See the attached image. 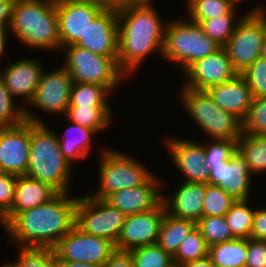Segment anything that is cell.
<instances>
[{"mask_svg":"<svg viewBox=\"0 0 266 267\" xmlns=\"http://www.w3.org/2000/svg\"><path fill=\"white\" fill-rule=\"evenodd\" d=\"M151 3V0H144L117 6V63L127 76L150 53L158 51L162 56L166 24H162Z\"/></svg>","mask_w":266,"mask_h":267,"instance_id":"obj_1","label":"cell"},{"mask_svg":"<svg viewBox=\"0 0 266 267\" xmlns=\"http://www.w3.org/2000/svg\"><path fill=\"white\" fill-rule=\"evenodd\" d=\"M58 193L41 206L17 213L3 228L18 247L51 248L75 226L78 198Z\"/></svg>","mask_w":266,"mask_h":267,"instance_id":"obj_2","label":"cell"},{"mask_svg":"<svg viewBox=\"0 0 266 267\" xmlns=\"http://www.w3.org/2000/svg\"><path fill=\"white\" fill-rule=\"evenodd\" d=\"M25 119L30 121V154L25 175L50 184L59 193H68L72 165L61 153L58 135L26 108Z\"/></svg>","mask_w":266,"mask_h":267,"instance_id":"obj_3","label":"cell"},{"mask_svg":"<svg viewBox=\"0 0 266 267\" xmlns=\"http://www.w3.org/2000/svg\"><path fill=\"white\" fill-rule=\"evenodd\" d=\"M9 28L28 47L61 48L55 0H16Z\"/></svg>","mask_w":266,"mask_h":267,"instance_id":"obj_4","label":"cell"},{"mask_svg":"<svg viewBox=\"0 0 266 267\" xmlns=\"http://www.w3.org/2000/svg\"><path fill=\"white\" fill-rule=\"evenodd\" d=\"M162 57L177 62L185 72L195 61L215 53L221 48L209 38L202 27L188 20L166 24Z\"/></svg>","mask_w":266,"mask_h":267,"instance_id":"obj_5","label":"cell"},{"mask_svg":"<svg viewBox=\"0 0 266 267\" xmlns=\"http://www.w3.org/2000/svg\"><path fill=\"white\" fill-rule=\"evenodd\" d=\"M183 90V92H182ZM180 100L195 123L211 139L238 140L242 135V121L220 108L207 91L182 88Z\"/></svg>","mask_w":266,"mask_h":267,"instance_id":"obj_6","label":"cell"},{"mask_svg":"<svg viewBox=\"0 0 266 267\" xmlns=\"http://www.w3.org/2000/svg\"><path fill=\"white\" fill-rule=\"evenodd\" d=\"M63 67L69 72L73 82L90 83L107 87L111 92L127 75L119 68L117 57L94 54L76 45L66 46Z\"/></svg>","mask_w":266,"mask_h":267,"instance_id":"obj_7","label":"cell"},{"mask_svg":"<svg viewBox=\"0 0 266 267\" xmlns=\"http://www.w3.org/2000/svg\"><path fill=\"white\" fill-rule=\"evenodd\" d=\"M102 151L99 190L91 197L106 199L116 191L141 186L154 175L130 155L110 149Z\"/></svg>","mask_w":266,"mask_h":267,"instance_id":"obj_8","label":"cell"},{"mask_svg":"<svg viewBox=\"0 0 266 267\" xmlns=\"http://www.w3.org/2000/svg\"><path fill=\"white\" fill-rule=\"evenodd\" d=\"M258 7L251 9L252 11L244 16L242 15L234 33L223 46L238 74L244 72L261 56L266 30V12L262 6Z\"/></svg>","mask_w":266,"mask_h":267,"instance_id":"obj_9","label":"cell"},{"mask_svg":"<svg viewBox=\"0 0 266 267\" xmlns=\"http://www.w3.org/2000/svg\"><path fill=\"white\" fill-rule=\"evenodd\" d=\"M126 215L105 199L80 196L76 206L75 225L84 233L117 243Z\"/></svg>","mask_w":266,"mask_h":267,"instance_id":"obj_10","label":"cell"},{"mask_svg":"<svg viewBox=\"0 0 266 267\" xmlns=\"http://www.w3.org/2000/svg\"><path fill=\"white\" fill-rule=\"evenodd\" d=\"M59 261L87 262L103 266L116 251L108 239L86 234L76 225L53 248Z\"/></svg>","mask_w":266,"mask_h":267,"instance_id":"obj_11","label":"cell"},{"mask_svg":"<svg viewBox=\"0 0 266 267\" xmlns=\"http://www.w3.org/2000/svg\"><path fill=\"white\" fill-rule=\"evenodd\" d=\"M61 47L75 45L107 6L101 0H55Z\"/></svg>","mask_w":266,"mask_h":267,"instance_id":"obj_12","label":"cell"},{"mask_svg":"<svg viewBox=\"0 0 266 267\" xmlns=\"http://www.w3.org/2000/svg\"><path fill=\"white\" fill-rule=\"evenodd\" d=\"M165 211V206L161 202L153 210L126 215L117 243L115 244L116 250L130 251L135 248L155 244Z\"/></svg>","mask_w":266,"mask_h":267,"instance_id":"obj_13","label":"cell"},{"mask_svg":"<svg viewBox=\"0 0 266 267\" xmlns=\"http://www.w3.org/2000/svg\"><path fill=\"white\" fill-rule=\"evenodd\" d=\"M30 154V121L0 128V171L26 174Z\"/></svg>","mask_w":266,"mask_h":267,"instance_id":"obj_14","label":"cell"},{"mask_svg":"<svg viewBox=\"0 0 266 267\" xmlns=\"http://www.w3.org/2000/svg\"><path fill=\"white\" fill-rule=\"evenodd\" d=\"M72 85L73 80L63 66L52 72L43 71L35 95L29 105L31 104L45 113H62L65 116L69 106Z\"/></svg>","mask_w":266,"mask_h":267,"instance_id":"obj_15","label":"cell"},{"mask_svg":"<svg viewBox=\"0 0 266 267\" xmlns=\"http://www.w3.org/2000/svg\"><path fill=\"white\" fill-rule=\"evenodd\" d=\"M117 6H106L90 22L84 35L75 44L94 54L117 57L118 55V18Z\"/></svg>","mask_w":266,"mask_h":267,"instance_id":"obj_16","label":"cell"},{"mask_svg":"<svg viewBox=\"0 0 266 267\" xmlns=\"http://www.w3.org/2000/svg\"><path fill=\"white\" fill-rule=\"evenodd\" d=\"M184 73L188 79L183 87L202 91L229 81L238 74L223 47L195 61Z\"/></svg>","mask_w":266,"mask_h":267,"instance_id":"obj_17","label":"cell"},{"mask_svg":"<svg viewBox=\"0 0 266 267\" xmlns=\"http://www.w3.org/2000/svg\"><path fill=\"white\" fill-rule=\"evenodd\" d=\"M176 168L187 177L185 182L210 184V170L206 167L204 143L186 139L166 138Z\"/></svg>","mask_w":266,"mask_h":267,"instance_id":"obj_18","label":"cell"},{"mask_svg":"<svg viewBox=\"0 0 266 267\" xmlns=\"http://www.w3.org/2000/svg\"><path fill=\"white\" fill-rule=\"evenodd\" d=\"M210 184L221 187L236 200L249 199L251 172L242 154L236 150L223 164L212 165Z\"/></svg>","mask_w":266,"mask_h":267,"instance_id":"obj_19","label":"cell"},{"mask_svg":"<svg viewBox=\"0 0 266 267\" xmlns=\"http://www.w3.org/2000/svg\"><path fill=\"white\" fill-rule=\"evenodd\" d=\"M159 182L153 175L145 184L116 191L105 200L125 215L153 210L162 202Z\"/></svg>","mask_w":266,"mask_h":267,"instance_id":"obj_20","label":"cell"},{"mask_svg":"<svg viewBox=\"0 0 266 267\" xmlns=\"http://www.w3.org/2000/svg\"><path fill=\"white\" fill-rule=\"evenodd\" d=\"M44 68L34 59H21L6 67L0 79L9 89L12 97H24L23 102L30 103L33 99Z\"/></svg>","mask_w":266,"mask_h":267,"instance_id":"obj_21","label":"cell"},{"mask_svg":"<svg viewBox=\"0 0 266 267\" xmlns=\"http://www.w3.org/2000/svg\"><path fill=\"white\" fill-rule=\"evenodd\" d=\"M206 91L220 108L234 114L241 121L246 118L253 97L241 74Z\"/></svg>","mask_w":266,"mask_h":267,"instance_id":"obj_22","label":"cell"},{"mask_svg":"<svg viewBox=\"0 0 266 267\" xmlns=\"http://www.w3.org/2000/svg\"><path fill=\"white\" fill-rule=\"evenodd\" d=\"M59 192L50 184L32 179L26 175L17 176L14 201L11 211L1 220L5 226L17 213L41 206Z\"/></svg>","mask_w":266,"mask_h":267,"instance_id":"obj_23","label":"cell"},{"mask_svg":"<svg viewBox=\"0 0 266 267\" xmlns=\"http://www.w3.org/2000/svg\"><path fill=\"white\" fill-rule=\"evenodd\" d=\"M175 192L171 198L162 196V202L167 213L177 218L195 222L203 217L205 184L183 182Z\"/></svg>","mask_w":266,"mask_h":267,"instance_id":"obj_24","label":"cell"},{"mask_svg":"<svg viewBox=\"0 0 266 267\" xmlns=\"http://www.w3.org/2000/svg\"><path fill=\"white\" fill-rule=\"evenodd\" d=\"M195 227V221L177 218L165 211L156 243L173 257L182 241Z\"/></svg>","mask_w":266,"mask_h":267,"instance_id":"obj_25","label":"cell"},{"mask_svg":"<svg viewBox=\"0 0 266 267\" xmlns=\"http://www.w3.org/2000/svg\"><path fill=\"white\" fill-rule=\"evenodd\" d=\"M69 122H71L70 127L67 128L63 137L60 138L58 135V140L62 155L71 165L72 162H74L73 160L85 158L89 155V149L92 145L91 137L92 135L94 136V134H96V131L80 126L72 121ZM71 134L73 135L71 136L72 138L70 137Z\"/></svg>","mask_w":266,"mask_h":267,"instance_id":"obj_26","label":"cell"},{"mask_svg":"<svg viewBox=\"0 0 266 267\" xmlns=\"http://www.w3.org/2000/svg\"><path fill=\"white\" fill-rule=\"evenodd\" d=\"M208 256L215 267H245L247 239L235 238L211 245Z\"/></svg>","mask_w":266,"mask_h":267,"instance_id":"obj_27","label":"cell"},{"mask_svg":"<svg viewBox=\"0 0 266 267\" xmlns=\"http://www.w3.org/2000/svg\"><path fill=\"white\" fill-rule=\"evenodd\" d=\"M237 150L244 157L251 174L266 172V135L242 133L237 140Z\"/></svg>","mask_w":266,"mask_h":267,"instance_id":"obj_28","label":"cell"},{"mask_svg":"<svg viewBox=\"0 0 266 267\" xmlns=\"http://www.w3.org/2000/svg\"><path fill=\"white\" fill-rule=\"evenodd\" d=\"M110 106H68L65 117L96 132L105 130L111 120Z\"/></svg>","mask_w":266,"mask_h":267,"instance_id":"obj_29","label":"cell"},{"mask_svg":"<svg viewBox=\"0 0 266 267\" xmlns=\"http://www.w3.org/2000/svg\"><path fill=\"white\" fill-rule=\"evenodd\" d=\"M249 199L236 200L225 215L227 225L235 238L249 239L256 209L248 206Z\"/></svg>","mask_w":266,"mask_h":267,"instance_id":"obj_30","label":"cell"},{"mask_svg":"<svg viewBox=\"0 0 266 267\" xmlns=\"http://www.w3.org/2000/svg\"><path fill=\"white\" fill-rule=\"evenodd\" d=\"M187 4L189 20L198 24L222 14H236L237 6L234 0H187Z\"/></svg>","mask_w":266,"mask_h":267,"instance_id":"obj_31","label":"cell"},{"mask_svg":"<svg viewBox=\"0 0 266 267\" xmlns=\"http://www.w3.org/2000/svg\"><path fill=\"white\" fill-rule=\"evenodd\" d=\"M108 93L111 91L105 86L73 82L69 106H109Z\"/></svg>","mask_w":266,"mask_h":267,"instance_id":"obj_32","label":"cell"},{"mask_svg":"<svg viewBox=\"0 0 266 267\" xmlns=\"http://www.w3.org/2000/svg\"><path fill=\"white\" fill-rule=\"evenodd\" d=\"M209 246L197 227H195L180 244L176 254L173 256L175 267L185 263L196 261L208 256Z\"/></svg>","mask_w":266,"mask_h":267,"instance_id":"obj_33","label":"cell"},{"mask_svg":"<svg viewBox=\"0 0 266 267\" xmlns=\"http://www.w3.org/2000/svg\"><path fill=\"white\" fill-rule=\"evenodd\" d=\"M196 227L208 246L235 239L227 225L225 216L202 217L196 222Z\"/></svg>","mask_w":266,"mask_h":267,"instance_id":"obj_34","label":"cell"},{"mask_svg":"<svg viewBox=\"0 0 266 267\" xmlns=\"http://www.w3.org/2000/svg\"><path fill=\"white\" fill-rule=\"evenodd\" d=\"M129 252L134 267H175L173 257L157 243L135 248Z\"/></svg>","mask_w":266,"mask_h":267,"instance_id":"obj_35","label":"cell"},{"mask_svg":"<svg viewBox=\"0 0 266 267\" xmlns=\"http://www.w3.org/2000/svg\"><path fill=\"white\" fill-rule=\"evenodd\" d=\"M235 14H222L218 17L202 20L199 25L204 33L223 47L234 33L238 21L235 23Z\"/></svg>","mask_w":266,"mask_h":267,"instance_id":"obj_36","label":"cell"},{"mask_svg":"<svg viewBox=\"0 0 266 267\" xmlns=\"http://www.w3.org/2000/svg\"><path fill=\"white\" fill-rule=\"evenodd\" d=\"M203 202V217L225 216L236 201L231 195L226 193L221 187L205 184V194Z\"/></svg>","mask_w":266,"mask_h":267,"instance_id":"obj_37","label":"cell"},{"mask_svg":"<svg viewBox=\"0 0 266 267\" xmlns=\"http://www.w3.org/2000/svg\"><path fill=\"white\" fill-rule=\"evenodd\" d=\"M19 249V259L12 262L16 267H60L58 257L51 248Z\"/></svg>","mask_w":266,"mask_h":267,"instance_id":"obj_38","label":"cell"},{"mask_svg":"<svg viewBox=\"0 0 266 267\" xmlns=\"http://www.w3.org/2000/svg\"><path fill=\"white\" fill-rule=\"evenodd\" d=\"M242 131L247 135H266V96L253 97Z\"/></svg>","mask_w":266,"mask_h":267,"instance_id":"obj_39","label":"cell"},{"mask_svg":"<svg viewBox=\"0 0 266 267\" xmlns=\"http://www.w3.org/2000/svg\"><path fill=\"white\" fill-rule=\"evenodd\" d=\"M13 99L9 89L0 79V128L15 126L26 120V107H15Z\"/></svg>","mask_w":266,"mask_h":267,"instance_id":"obj_40","label":"cell"},{"mask_svg":"<svg viewBox=\"0 0 266 267\" xmlns=\"http://www.w3.org/2000/svg\"><path fill=\"white\" fill-rule=\"evenodd\" d=\"M211 141L209 144H204L207 168L223 164L237 150V140L212 139Z\"/></svg>","mask_w":266,"mask_h":267,"instance_id":"obj_41","label":"cell"},{"mask_svg":"<svg viewBox=\"0 0 266 267\" xmlns=\"http://www.w3.org/2000/svg\"><path fill=\"white\" fill-rule=\"evenodd\" d=\"M249 86L252 97L266 96V60L258 58L241 73Z\"/></svg>","mask_w":266,"mask_h":267,"instance_id":"obj_42","label":"cell"},{"mask_svg":"<svg viewBox=\"0 0 266 267\" xmlns=\"http://www.w3.org/2000/svg\"><path fill=\"white\" fill-rule=\"evenodd\" d=\"M17 176L0 171V221L11 211Z\"/></svg>","mask_w":266,"mask_h":267,"instance_id":"obj_43","label":"cell"},{"mask_svg":"<svg viewBox=\"0 0 266 267\" xmlns=\"http://www.w3.org/2000/svg\"><path fill=\"white\" fill-rule=\"evenodd\" d=\"M245 267H266V241L247 239Z\"/></svg>","mask_w":266,"mask_h":267,"instance_id":"obj_44","label":"cell"},{"mask_svg":"<svg viewBox=\"0 0 266 267\" xmlns=\"http://www.w3.org/2000/svg\"><path fill=\"white\" fill-rule=\"evenodd\" d=\"M251 239L266 241V208L255 210Z\"/></svg>","mask_w":266,"mask_h":267,"instance_id":"obj_45","label":"cell"},{"mask_svg":"<svg viewBox=\"0 0 266 267\" xmlns=\"http://www.w3.org/2000/svg\"><path fill=\"white\" fill-rule=\"evenodd\" d=\"M102 267H134V261L129 251L116 250Z\"/></svg>","mask_w":266,"mask_h":267,"instance_id":"obj_46","label":"cell"},{"mask_svg":"<svg viewBox=\"0 0 266 267\" xmlns=\"http://www.w3.org/2000/svg\"><path fill=\"white\" fill-rule=\"evenodd\" d=\"M16 0H0V28L9 29L12 11Z\"/></svg>","mask_w":266,"mask_h":267,"instance_id":"obj_47","label":"cell"},{"mask_svg":"<svg viewBox=\"0 0 266 267\" xmlns=\"http://www.w3.org/2000/svg\"><path fill=\"white\" fill-rule=\"evenodd\" d=\"M180 267H215L209 256L183 264Z\"/></svg>","mask_w":266,"mask_h":267,"instance_id":"obj_48","label":"cell"},{"mask_svg":"<svg viewBox=\"0 0 266 267\" xmlns=\"http://www.w3.org/2000/svg\"><path fill=\"white\" fill-rule=\"evenodd\" d=\"M60 267H102L100 265L87 263V262H77V261H59Z\"/></svg>","mask_w":266,"mask_h":267,"instance_id":"obj_49","label":"cell"},{"mask_svg":"<svg viewBox=\"0 0 266 267\" xmlns=\"http://www.w3.org/2000/svg\"><path fill=\"white\" fill-rule=\"evenodd\" d=\"M9 31L8 28H0V57L4 54L6 50V41H7V32Z\"/></svg>","mask_w":266,"mask_h":267,"instance_id":"obj_50","label":"cell"},{"mask_svg":"<svg viewBox=\"0 0 266 267\" xmlns=\"http://www.w3.org/2000/svg\"><path fill=\"white\" fill-rule=\"evenodd\" d=\"M108 6H118L124 3L139 2L144 0H101Z\"/></svg>","mask_w":266,"mask_h":267,"instance_id":"obj_51","label":"cell"},{"mask_svg":"<svg viewBox=\"0 0 266 267\" xmlns=\"http://www.w3.org/2000/svg\"><path fill=\"white\" fill-rule=\"evenodd\" d=\"M261 58L266 60V30L264 33V39H263V43H262V50H261Z\"/></svg>","mask_w":266,"mask_h":267,"instance_id":"obj_52","label":"cell"},{"mask_svg":"<svg viewBox=\"0 0 266 267\" xmlns=\"http://www.w3.org/2000/svg\"><path fill=\"white\" fill-rule=\"evenodd\" d=\"M2 267H16L12 262L4 264Z\"/></svg>","mask_w":266,"mask_h":267,"instance_id":"obj_53","label":"cell"}]
</instances>
